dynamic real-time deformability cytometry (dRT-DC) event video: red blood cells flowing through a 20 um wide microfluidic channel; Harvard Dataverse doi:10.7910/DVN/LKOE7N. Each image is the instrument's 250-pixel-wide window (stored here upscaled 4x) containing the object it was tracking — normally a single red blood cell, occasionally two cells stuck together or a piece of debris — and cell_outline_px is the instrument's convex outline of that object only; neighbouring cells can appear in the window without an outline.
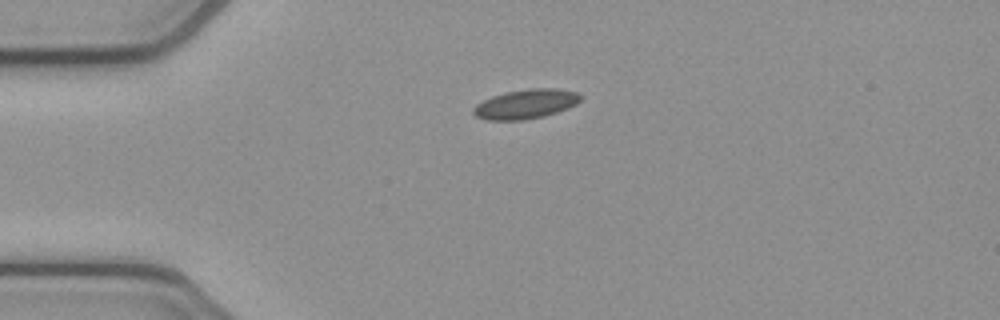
{"species": "common noctule bat (a hibernating species)", "species_latin": "Nyctalus noctula", "temperature_condition": "cold", "stored_images_in_passage": 42, "camera_frame_rate_fps": 3000, "um_per_image_px": 0.085, "animal": {"sex": "female", "body_mass_g": 21.9}, "frame": {"image": 1, "passage_image": 1, "time_ms": 0.0, "image_size_px": [1000, 320], "cell_outline_px": [[580, 100], [576, 104], [568, 108], [544, 116], [524, 120], [488, 120], [476, 116], [472, 112], [472, 108], [476, 104], [492, 96], [504, 92], [528, 88], [556, 88], [580, 92]], "centroid_in_image_um": [44.69, 8.83], "position_along_channel_um": 40.3, "area_um2": 18.5}}
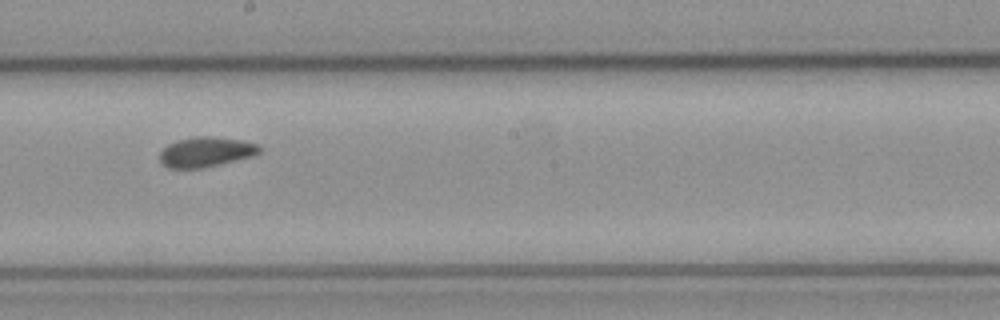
{"frame": {"image": 2, "passage_image": 18, "time_ms": 5.667, "image_size_px": [1000, 320], "cell_outline_px": [[260, 152], [252, 156], [204, 168], [168, 168], [160, 164], [160, 152], [168, 144], [192, 136], [208, 136], [240, 140], [260, 144]], "centroid_in_image_um": [17.48, 12.92], "position_along_channel_um": 230.7, "area_um2": 17.4}}
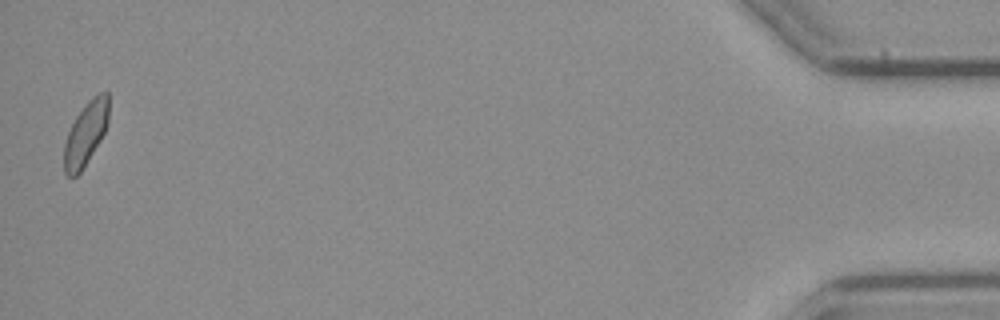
{"frame": {"image": 3, "passage_image": 41, "time_ms": 13.333, "image_size_px": [1000, 320], "cell_outline_px": [[108, 124], [100, 140], [80, 172], [76, 176], [68, 176], [64, 172], [64, 144], [68, 132], [76, 116], [88, 100], [92, 96], [100, 92], [108, 92]], "centroid_in_image_um": [7.28, 11.33], "position_along_channel_um": 427.9, "area_um2": 16.3}, "authors_computed_cell_mechanics": {"area_um2": 17.1955, "velocity_mm_per_s": 3.8425, "shape_relaxation_time_tau1_ms": null, "shape_relaxation_time_tau2_ms": 3.3018, "deformation_change_tau1": null, "deformation_change_tau2": 0.07}}